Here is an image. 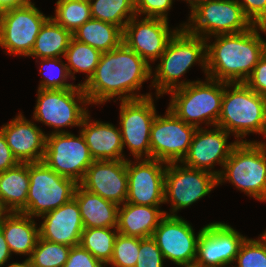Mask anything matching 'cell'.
<instances>
[{"label": "cell", "mask_w": 266, "mask_h": 267, "mask_svg": "<svg viewBox=\"0 0 266 267\" xmlns=\"http://www.w3.org/2000/svg\"><path fill=\"white\" fill-rule=\"evenodd\" d=\"M152 67L123 42L103 52L93 76L82 87L90 104H102L111 98L120 101L142 99L150 93L136 94L151 79Z\"/></svg>", "instance_id": "6da1fadb"}, {"label": "cell", "mask_w": 266, "mask_h": 267, "mask_svg": "<svg viewBox=\"0 0 266 267\" xmlns=\"http://www.w3.org/2000/svg\"><path fill=\"white\" fill-rule=\"evenodd\" d=\"M265 26L253 25L235 34L215 35L206 44V77L227 83L245 82L266 52V41L260 36Z\"/></svg>", "instance_id": "7a4b0ae2"}, {"label": "cell", "mask_w": 266, "mask_h": 267, "mask_svg": "<svg viewBox=\"0 0 266 267\" xmlns=\"http://www.w3.org/2000/svg\"><path fill=\"white\" fill-rule=\"evenodd\" d=\"M206 39L180 28L169 40L165 51L160 56V63L152 75V86L156 88L157 98L169 91L186 86L195 81H179L195 63H200L206 70Z\"/></svg>", "instance_id": "3957f363"}, {"label": "cell", "mask_w": 266, "mask_h": 267, "mask_svg": "<svg viewBox=\"0 0 266 267\" xmlns=\"http://www.w3.org/2000/svg\"><path fill=\"white\" fill-rule=\"evenodd\" d=\"M217 126L233 133L237 142H246L241 138L250 133L266 137V97L250 89L244 82H225Z\"/></svg>", "instance_id": "277c9868"}, {"label": "cell", "mask_w": 266, "mask_h": 267, "mask_svg": "<svg viewBox=\"0 0 266 267\" xmlns=\"http://www.w3.org/2000/svg\"><path fill=\"white\" fill-rule=\"evenodd\" d=\"M217 181H229L246 195L266 201V143L237 142Z\"/></svg>", "instance_id": "5b68a950"}, {"label": "cell", "mask_w": 266, "mask_h": 267, "mask_svg": "<svg viewBox=\"0 0 266 267\" xmlns=\"http://www.w3.org/2000/svg\"><path fill=\"white\" fill-rule=\"evenodd\" d=\"M169 91L168 108L181 120L199 128L201 123L217 126L225 82L206 77Z\"/></svg>", "instance_id": "8992f818"}, {"label": "cell", "mask_w": 266, "mask_h": 267, "mask_svg": "<svg viewBox=\"0 0 266 267\" xmlns=\"http://www.w3.org/2000/svg\"><path fill=\"white\" fill-rule=\"evenodd\" d=\"M189 15L188 23L180 27L206 41L212 35L240 33L253 26L236 0H203Z\"/></svg>", "instance_id": "52a82bcc"}, {"label": "cell", "mask_w": 266, "mask_h": 267, "mask_svg": "<svg viewBox=\"0 0 266 267\" xmlns=\"http://www.w3.org/2000/svg\"><path fill=\"white\" fill-rule=\"evenodd\" d=\"M37 95L33 119L53 127L51 133L68 132L61 129L66 126L80 127L88 114L84 106L90 103L80 83L69 89H38Z\"/></svg>", "instance_id": "ba28073f"}, {"label": "cell", "mask_w": 266, "mask_h": 267, "mask_svg": "<svg viewBox=\"0 0 266 267\" xmlns=\"http://www.w3.org/2000/svg\"><path fill=\"white\" fill-rule=\"evenodd\" d=\"M29 191L26 209L22 212L40 217L70 201L78 183L61 176L43 161L29 163Z\"/></svg>", "instance_id": "9c48e42d"}, {"label": "cell", "mask_w": 266, "mask_h": 267, "mask_svg": "<svg viewBox=\"0 0 266 267\" xmlns=\"http://www.w3.org/2000/svg\"><path fill=\"white\" fill-rule=\"evenodd\" d=\"M216 186H218L217 176L208 171L179 165L178 162L167 163L164 203L170 201L172 207L167 215L177 216V211L190 207L208 195Z\"/></svg>", "instance_id": "30bf717a"}, {"label": "cell", "mask_w": 266, "mask_h": 267, "mask_svg": "<svg viewBox=\"0 0 266 267\" xmlns=\"http://www.w3.org/2000/svg\"><path fill=\"white\" fill-rule=\"evenodd\" d=\"M48 18L31 1L21 7L0 11V47L11 55L29 56Z\"/></svg>", "instance_id": "8fae6325"}, {"label": "cell", "mask_w": 266, "mask_h": 267, "mask_svg": "<svg viewBox=\"0 0 266 267\" xmlns=\"http://www.w3.org/2000/svg\"><path fill=\"white\" fill-rule=\"evenodd\" d=\"M82 133H50L46 136L43 162L57 174L80 183L86 170L93 163Z\"/></svg>", "instance_id": "7c38bea8"}, {"label": "cell", "mask_w": 266, "mask_h": 267, "mask_svg": "<svg viewBox=\"0 0 266 267\" xmlns=\"http://www.w3.org/2000/svg\"><path fill=\"white\" fill-rule=\"evenodd\" d=\"M196 130V126L185 123L167 108L165 116L156 115L151 126V158L165 163H180Z\"/></svg>", "instance_id": "4fadbf2b"}, {"label": "cell", "mask_w": 266, "mask_h": 267, "mask_svg": "<svg viewBox=\"0 0 266 267\" xmlns=\"http://www.w3.org/2000/svg\"><path fill=\"white\" fill-rule=\"evenodd\" d=\"M152 96L121 101L120 131L123 143L135 159L151 158L150 132L157 115Z\"/></svg>", "instance_id": "5bb4252c"}, {"label": "cell", "mask_w": 266, "mask_h": 267, "mask_svg": "<svg viewBox=\"0 0 266 267\" xmlns=\"http://www.w3.org/2000/svg\"><path fill=\"white\" fill-rule=\"evenodd\" d=\"M202 229L195 235L189 222L179 216L165 215L152 234L164 259L181 267H194L197 242Z\"/></svg>", "instance_id": "9a60e30c"}, {"label": "cell", "mask_w": 266, "mask_h": 267, "mask_svg": "<svg viewBox=\"0 0 266 267\" xmlns=\"http://www.w3.org/2000/svg\"><path fill=\"white\" fill-rule=\"evenodd\" d=\"M136 161L126 159L128 194L125 202L160 207L159 205L164 203L167 163L153 158H141Z\"/></svg>", "instance_id": "2e32d148"}, {"label": "cell", "mask_w": 266, "mask_h": 267, "mask_svg": "<svg viewBox=\"0 0 266 267\" xmlns=\"http://www.w3.org/2000/svg\"><path fill=\"white\" fill-rule=\"evenodd\" d=\"M245 238L229 224H207L198 238L194 267H222L232 264Z\"/></svg>", "instance_id": "e0dca14e"}, {"label": "cell", "mask_w": 266, "mask_h": 267, "mask_svg": "<svg viewBox=\"0 0 266 267\" xmlns=\"http://www.w3.org/2000/svg\"><path fill=\"white\" fill-rule=\"evenodd\" d=\"M168 23L165 19L144 17L138 20L135 16L123 29L122 42L150 65V61L160 58L169 40L178 30L176 28L171 31Z\"/></svg>", "instance_id": "ac0fdd59"}, {"label": "cell", "mask_w": 266, "mask_h": 267, "mask_svg": "<svg viewBox=\"0 0 266 267\" xmlns=\"http://www.w3.org/2000/svg\"><path fill=\"white\" fill-rule=\"evenodd\" d=\"M229 135L230 133L218 126L210 130L197 128L189 150L180 163L190 168L208 171L218 177L221 170L214 171L212 168L216 163L223 167L237 144V140L227 143Z\"/></svg>", "instance_id": "d6986e66"}, {"label": "cell", "mask_w": 266, "mask_h": 267, "mask_svg": "<svg viewBox=\"0 0 266 267\" xmlns=\"http://www.w3.org/2000/svg\"><path fill=\"white\" fill-rule=\"evenodd\" d=\"M79 185L118 206L124 204L128 194L126 159L94 160Z\"/></svg>", "instance_id": "ffe728a7"}, {"label": "cell", "mask_w": 266, "mask_h": 267, "mask_svg": "<svg viewBox=\"0 0 266 267\" xmlns=\"http://www.w3.org/2000/svg\"><path fill=\"white\" fill-rule=\"evenodd\" d=\"M0 130L19 163L43 161L47 134L28 121L22 113L4 124Z\"/></svg>", "instance_id": "44dd1931"}, {"label": "cell", "mask_w": 266, "mask_h": 267, "mask_svg": "<svg viewBox=\"0 0 266 267\" xmlns=\"http://www.w3.org/2000/svg\"><path fill=\"white\" fill-rule=\"evenodd\" d=\"M40 217L44 219L39 225L41 239L70 247L80 245L84 226L74 198Z\"/></svg>", "instance_id": "7402d4cb"}, {"label": "cell", "mask_w": 266, "mask_h": 267, "mask_svg": "<svg viewBox=\"0 0 266 267\" xmlns=\"http://www.w3.org/2000/svg\"><path fill=\"white\" fill-rule=\"evenodd\" d=\"M81 133L94 160H125L120 128L110 123L90 120L89 113L83 119Z\"/></svg>", "instance_id": "603a6c76"}, {"label": "cell", "mask_w": 266, "mask_h": 267, "mask_svg": "<svg viewBox=\"0 0 266 267\" xmlns=\"http://www.w3.org/2000/svg\"><path fill=\"white\" fill-rule=\"evenodd\" d=\"M159 208L127 202L120 205L117 219L118 233L138 238L152 237L160 220L168 214Z\"/></svg>", "instance_id": "cb8c5ba5"}, {"label": "cell", "mask_w": 266, "mask_h": 267, "mask_svg": "<svg viewBox=\"0 0 266 267\" xmlns=\"http://www.w3.org/2000/svg\"><path fill=\"white\" fill-rule=\"evenodd\" d=\"M73 198L79 206L84 229L117 228V204L85 190L79 184Z\"/></svg>", "instance_id": "d4e9b609"}, {"label": "cell", "mask_w": 266, "mask_h": 267, "mask_svg": "<svg viewBox=\"0 0 266 267\" xmlns=\"http://www.w3.org/2000/svg\"><path fill=\"white\" fill-rule=\"evenodd\" d=\"M33 217L21 212H10L0 224L11 253L28 255L36 247L40 237L39 227Z\"/></svg>", "instance_id": "484cf974"}, {"label": "cell", "mask_w": 266, "mask_h": 267, "mask_svg": "<svg viewBox=\"0 0 266 267\" xmlns=\"http://www.w3.org/2000/svg\"><path fill=\"white\" fill-rule=\"evenodd\" d=\"M29 185V163H18L0 173V199L10 212L26 209Z\"/></svg>", "instance_id": "4316f807"}, {"label": "cell", "mask_w": 266, "mask_h": 267, "mask_svg": "<svg viewBox=\"0 0 266 267\" xmlns=\"http://www.w3.org/2000/svg\"><path fill=\"white\" fill-rule=\"evenodd\" d=\"M72 36L102 53L117 48L123 41V31L118 26L93 18L81 25Z\"/></svg>", "instance_id": "83f0119b"}, {"label": "cell", "mask_w": 266, "mask_h": 267, "mask_svg": "<svg viewBox=\"0 0 266 267\" xmlns=\"http://www.w3.org/2000/svg\"><path fill=\"white\" fill-rule=\"evenodd\" d=\"M72 33L51 16L44 22L29 56L44 59L65 56Z\"/></svg>", "instance_id": "f1b7e54d"}, {"label": "cell", "mask_w": 266, "mask_h": 267, "mask_svg": "<svg viewBox=\"0 0 266 267\" xmlns=\"http://www.w3.org/2000/svg\"><path fill=\"white\" fill-rule=\"evenodd\" d=\"M101 55V51L89 46L88 44L79 42L72 37L64 56L67 60L66 65L71 79L75 80V76L73 75L75 72L86 73L87 78L80 84L83 86L93 76Z\"/></svg>", "instance_id": "f546056e"}, {"label": "cell", "mask_w": 266, "mask_h": 267, "mask_svg": "<svg viewBox=\"0 0 266 267\" xmlns=\"http://www.w3.org/2000/svg\"><path fill=\"white\" fill-rule=\"evenodd\" d=\"M91 17L118 26L122 31L135 17V0H89Z\"/></svg>", "instance_id": "4dcf8cb0"}, {"label": "cell", "mask_w": 266, "mask_h": 267, "mask_svg": "<svg viewBox=\"0 0 266 267\" xmlns=\"http://www.w3.org/2000/svg\"><path fill=\"white\" fill-rule=\"evenodd\" d=\"M117 235V228H86L83 229L80 245L107 265L112 258Z\"/></svg>", "instance_id": "1f68e13d"}, {"label": "cell", "mask_w": 266, "mask_h": 267, "mask_svg": "<svg viewBox=\"0 0 266 267\" xmlns=\"http://www.w3.org/2000/svg\"><path fill=\"white\" fill-rule=\"evenodd\" d=\"M55 8L51 18L72 34L92 18L89 0H58Z\"/></svg>", "instance_id": "d6a6232c"}, {"label": "cell", "mask_w": 266, "mask_h": 267, "mask_svg": "<svg viewBox=\"0 0 266 267\" xmlns=\"http://www.w3.org/2000/svg\"><path fill=\"white\" fill-rule=\"evenodd\" d=\"M71 247L41 239L29 258L32 267H63L67 262Z\"/></svg>", "instance_id": "836d02e7"}, {"label": "cell", "mask_w": 266, "mask_h": 267, "mask_svg": "<svg viewBox=\"0 0 266 267\" xmlns=\"http://www.w3.org/2000/svg\"><path fill=\"white\" fill-rule=\"evenodd\" d=\"M59 57L41 59L40 65L43 67L39 71L42 72V80L38 89H69L76 85L73 83H66L67 78H71L66 63ZM46 67V68H44ZM43 69V71H42Z\"/></svg>", "instance_id": "e575fe53"}, {"label": "cell", "mask_w": 266, "mask_h": 267, "mask_svg": "<svg viewBox=\"0 0 266 267\" xmlns=\"http://www.w3.org/2000/svg\"><path fill=\"white\" fill-rule=\"evenodd\" d=\"M140 238L118 233L111 260L113 267H135L139 256Z\"/></svg>", "instance_id": "d590c367"}, {"label": "cell", "mask_w": 266, "mask_h": 267, "mask_svg": "<svg viewBox=\"0 0 266 267\" xmlns=\"http://www.w3.org/2000/svg\"><path fill=\"white\" fill-rule=\"evenodd\" d=\"M235 261H237V267H266V240L263 236L261 235L257 240L245 238Z\"/></svg>", "instance_id": "8d00e7d4"}, {"label": "cell", "mask_w": 266, "mask_h": 267, "mask_svg": "<svg viewBox=\"0 0 266 267\" xmlns=\"http://www.w3.org/2000/svg\"><path fill=\"white\" fill-rule=\"evenodd\" d=\"M164 260L152 237L140 238L139 256L135 267H163Z\"/></svg>", "instance_id": "74e56055"}, {"label": "cell", "mask_w": 266, "mask_h": 267, "mask_svg": "<svg viewBox=\"0 0 266 267\" xmlns=\"http://www.w3.org/2000/svg\"><path fill=\"white\" fill-rule=\"evenodd\" d=\"M173 0H135V14L137 17L144 14L145 18H160L168 20L167 14Z\"/></svg>", "instance_id": "f35d334b"}, {"label": "cell", "mask_w": 266, "mask_h": 267, "mask_svg": "<svg viewBox=\"0 0 266 267\" xmlns=\"http://www.w3.org/2000/svg\"><path fill=\"white\" fill-rule=\"evenodd\" d=\"M63 267H105V265L81 245L72 246Z\"/></svg>", "instance_id": "ab89813d"}, {"label": "cell", "mask_w": 266, "mask_h": 267, "mask_svg": "<svg viewBox=\"0 0 266 267\" xmlns=\"http://www.w3.org/2000/svg\"><path fill=\"white\" fill-rule=\"evenodd\" d=\"M253 25L266 26V0H236Z\"/></svg>", "instance_id": "60d3db41"}, {"label": "cell", "mask_w": 266, "mask_h": 267, "mask_svg": "<svg viewBox=\"0 0 266 267\" xmlns=\"http://www.w3.org/2000/svg\"><path fill=\"white\" fill-rule=\"evenodd\" d=\"M244 83L256 93L266 97V52L259 59L252 74Z\"/></svg>", "instance_id": "b9f144b4"}, {"label": "cell", "mask_w": 266, "mask_h": 267, "mask_svg": "<svg viewBox=\"0 0 266 267\" xmlns=\"http://www.w3.org/2000/svg\"><path fill=\"white\" fill-rule=\"evenodd\" d=\"M18 163L0 130V173L16 166Z\"/></svg>", "instance_id": "7bdbcfd3"}, {"label": "cell", "mask_w": 266, "mask_h": 267, "mask_svg": "<svg viewBox=\"0 0 266 267\" xmlns=\"http://www.w3.org/2000/svg\"><path fill=\"white\" fill-rule=\"evenodd\" d=\"M12 253L7 245L4 234L0 229V267L5 265V263L10 259Z\"/></svg>", "instance_id": "ee69618b"}, {"label": "cell", "mask_w": 266, "mask_h": 267, "mask_svg": "<svg viewBox=\"0 0 266 267\" xmlns=\"http://www.w3.org/2000/svg\"><path fill=\"white\" fill-rule=\"evenodd\" d=\"M31 0H0V11L27 5Z\"/></svg>", "instance_id": "f6af8a7d"}, {"label": "cell", "mask_w": 266, "mask_h": 267, "mask_svg": "<svg viewBox=\"0 0 266 267\" xmlns=\"http://www.w3.org/2000/svg\"><path fill=\"white\" fill-rule=\"evenodd\" d=\"M10 213V211L4 206L2 200L0 199V224L3 222L4 218Z\"/></svg>", "instance_id": "bcb514c9"}, {"label": "cell", "mask_w": 266, "mask_h": 267, "mask_svg": "<svg viewBox=\"0 0 266 267\" xmlns=\"http://www.w3.org/2000/svg\"><path fill=\"white\" fill-rule=\"evenodd\" d=\"M7 267H32L31 262L29 260V258H26L25 261H23L22 263H12L9 264Z\"/></svg>", "instance_id": "7dc6e473"}, {"label": "cell", "mask_w": 266, "mask_h": 267, "mask_svg": "<svg viewBox=\"0 0 266 267\" xmlns=\"http://www.w3.org/2000/svg\"><path fill=\"white\" fill-rule=\"evenodd\" d=\"M186 2H188V4H190L189 6L191 7V9L199 2L203 1V0H184Z\"/></svg>", "instance_id": "c3c4849f"}, {"label": "cell", "mask_w": 266, "mask_h": 267, "mask_svg": "<svg viewBox=\"0 0 266 267\" xmlns=\"http://www.w3.org/2000/svg\"><path fill=\"white\" fill-rule=\"evenodd\" d=\"M262 236H263V238L266 240V231L263 233V234H261Z\"/></svg>", "instance_id": "681fc988"}]
</instances>
